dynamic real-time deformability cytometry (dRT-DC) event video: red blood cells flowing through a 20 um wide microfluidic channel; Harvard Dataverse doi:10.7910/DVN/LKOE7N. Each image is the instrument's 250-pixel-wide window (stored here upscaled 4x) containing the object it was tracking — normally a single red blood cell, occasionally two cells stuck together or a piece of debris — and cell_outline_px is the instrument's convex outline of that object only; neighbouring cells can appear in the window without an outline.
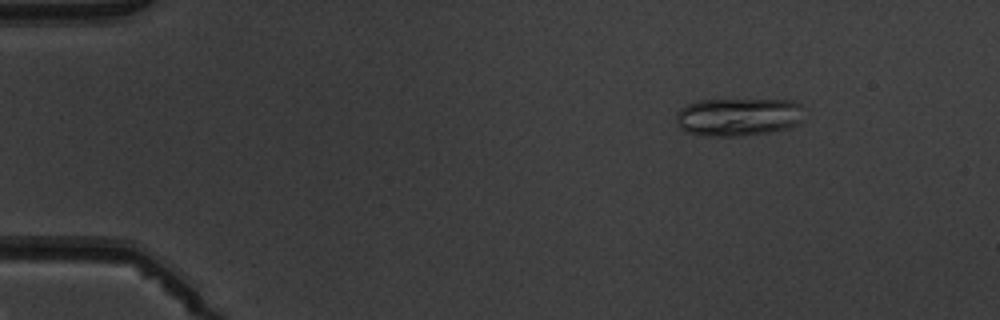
{"species": "common noctule bat (a hibernating species)", "species_latin": "Nyctalus noctula", "temperature_condition": "warm", "stored_images_in_passage": 5, "camera_frame_rate_fps": 3000, "um_per_image_px": 0.085, "animal": {"sex": "male", "body_mass_g": 19.5, "forearm_length_mm": 54.6}, "frame": {"image": 1, "passage_image": 2, "time_ms": 1.0, "image_size_px": [1000, 320], "cell_outline_px": [[804, 120], [788, 128], [768, 132], [740, 136], [700, 136], [684, 132], [676, 124], [676, 112], [680, 108], [688, 104], [700, 100], [792, 100], [800, 104]], "centroid_in_image_um": [62.71, 9.95], "position_along_channel_um": 22.3, "area_um2": 28.67}}